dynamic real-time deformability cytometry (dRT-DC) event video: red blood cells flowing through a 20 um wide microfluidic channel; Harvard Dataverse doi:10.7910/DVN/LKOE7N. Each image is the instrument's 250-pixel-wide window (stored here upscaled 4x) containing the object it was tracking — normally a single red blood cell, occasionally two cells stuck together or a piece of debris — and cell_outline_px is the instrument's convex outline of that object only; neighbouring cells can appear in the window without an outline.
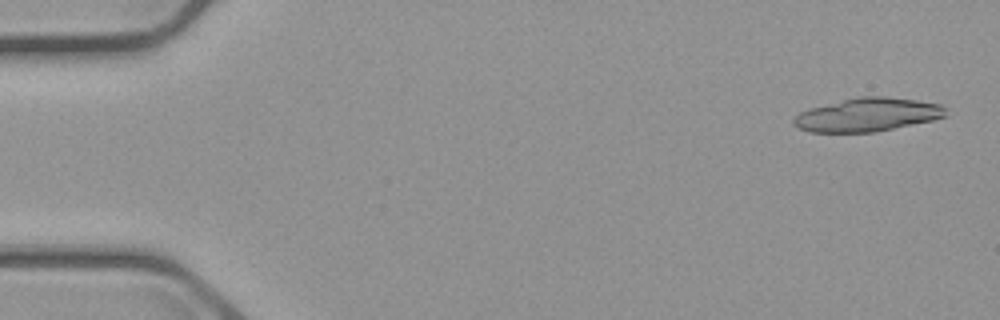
{"species": "common noctule bat (a hibernating species)", "species_latin": "Nyctalus noctula", "temperature_condition": "cold", "stored_images_in_passage": 6, "camera_frame_rate_fps": 3000, "um_per_image_px": 0.085, "animal": {"sex": "male", "body_mass_g": 23.1, "forearm_length_mm": 52.7}, "frame": {"image": 1, "passage_image": 1, "time_ms": 0.0, "image_size_px": [1000, 320], "cell_outline_px": [[948, 116], [932, 120], [876, 132], [808, 132], [792, 124], [792, 120], [800, 112], [808, 108], [860, 96], [884, 96], [916, 100], [940, 104], [948, 108]], "centroid_in_image_um": [73.76, 9.75], "position_along_channel_um": 11.2, "area_um2": 29.77}}
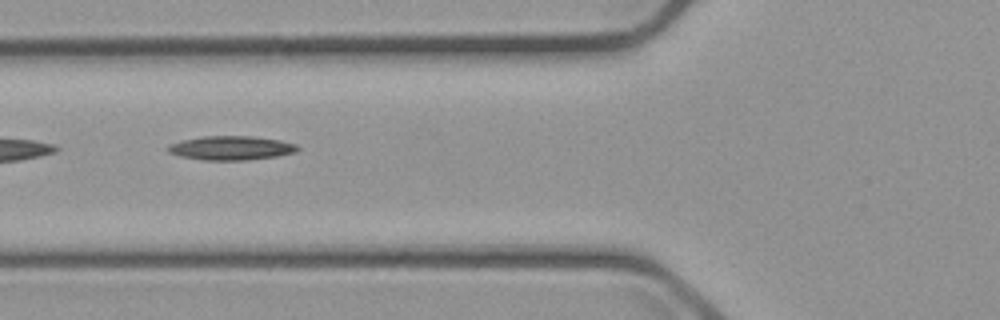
{"frame": {"image": 2, "passage_image": 6, "time_ms": 6.333, "image_size_px": [1000, 320], "cell_outline_px": [[300, 148], [296, 152], [276, 156], [248, 160], [204, 160], [180, 156], [168, 152], [168, 144], [184, 140], [204, 136], [252, 136], [280, 140], [296, 144]], "centroid_in_image_um": [19.66, 12.58], "position_along_channel_um": 106.1, "area_um2": 18.09}}